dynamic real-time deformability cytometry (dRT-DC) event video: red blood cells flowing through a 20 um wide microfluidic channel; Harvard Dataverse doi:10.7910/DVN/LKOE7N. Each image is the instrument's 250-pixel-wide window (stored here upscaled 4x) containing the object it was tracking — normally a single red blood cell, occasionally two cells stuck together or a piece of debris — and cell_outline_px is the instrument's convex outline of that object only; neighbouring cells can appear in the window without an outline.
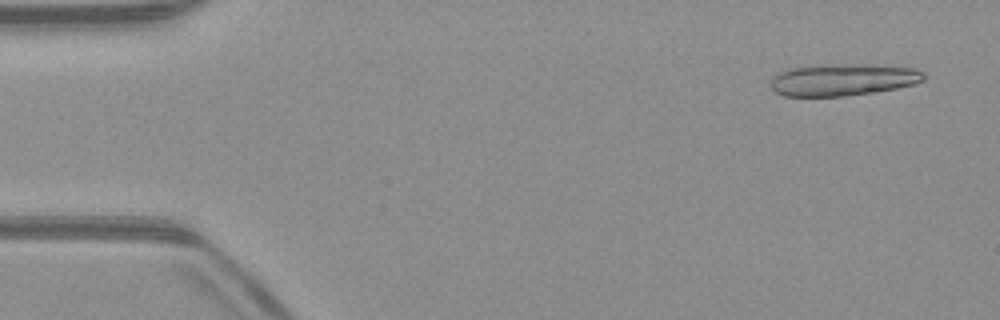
{"species": "common noctule bat (a hibernating species)", "species_latin": "Nyctalus noctula", "temperature_condition": "warm", "stored_images_in_passage": 14, "camera_frame_rate_fps": 3000, "um_per_image_px": 0.085, "animal": {"sex": "male", "body_mass_g": 23.1, "forearm_length_mm": 52.7}, "frame": {"image": 1, "passage_image": 3, "time_ms": 0.667, "image_size_px": [1000, 320], "cell_outline_px": [[928, 76], [924, 80], [916, 84], [876, 92], [844, 96], [784, 96], [776, 92], [772, 88], [772, 80], [776, 72], [784, 68], [816, 64], [872, 64], [916, 68], [924, 72]], "centroid_in_image_um": [71.67, 6.75], "position_along_channel_um": 13.3, "area_um2": 29.25}}